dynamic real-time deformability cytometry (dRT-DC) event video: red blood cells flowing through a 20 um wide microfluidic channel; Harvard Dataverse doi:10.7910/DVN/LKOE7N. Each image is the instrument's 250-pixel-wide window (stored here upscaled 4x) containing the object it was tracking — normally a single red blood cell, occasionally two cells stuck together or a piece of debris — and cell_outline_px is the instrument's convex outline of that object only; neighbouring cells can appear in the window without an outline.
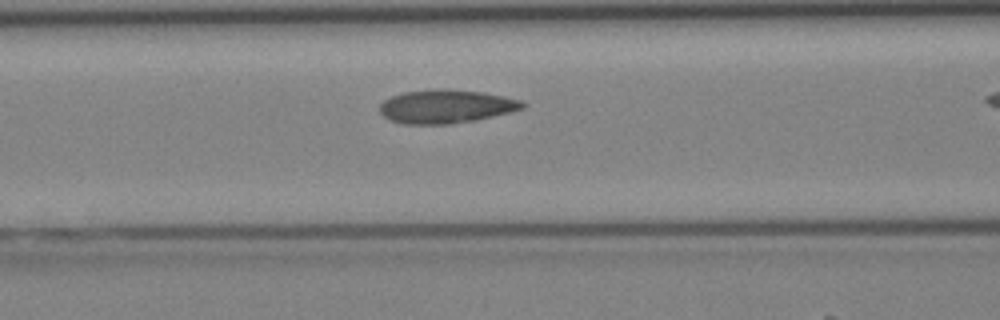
{"species": "Egyptian fruit bat (a non-hibernating species)", "species_latin": "Rousettus aegyptiacus", "temperature_condition": "cold", "stored_images_in_passage": 20, "camera_frame_rate_fps": 3000, "um_per_image_px": 0.085, "animal": {"sex": "female"}, "frame": {"image": 1, "passage_image": 4, "time_ms": 1.0, "image_size_px": [1000, 320], "cell_outline_px": [[524, 108], [476, 120], [448, 124], [404, 124], [388, 120], [380, 112], [380, 104], [384, 100], [392, 96], [404, 92], [484, 92], [504, 96], [520, 100], [524, 104]], "centroid_in_image_um": [37.89, 9.1], "position_along_channel_um": 128.7, "area_um2": 26.65}}
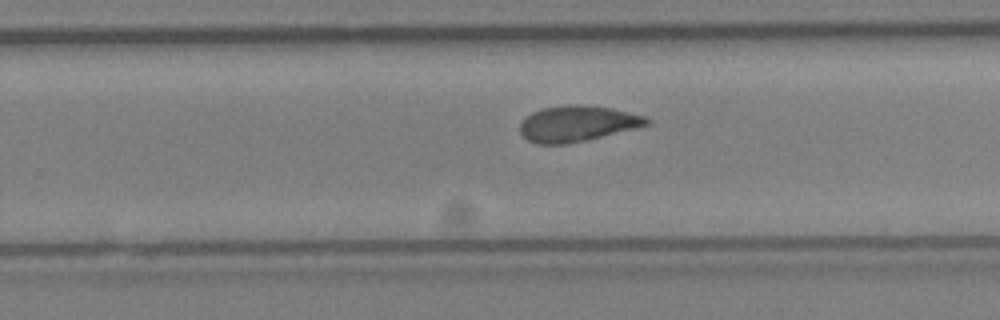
{"frame": {"image": 2, "passage_image": 13, "time_ms": 4.0, "image_size_px": [1000, 320], "cell_outline_px": [[652, 120], [648, 124], [636, 128], [584, 140], [564, 144], [536, 144], [528, 140], [520, 132], [520, 124], [532, 112], [540, 108], [564, 104], [584, 104], [612, 108], [644, 116]], "centroid_in_image_um": [49.05, 10.48], "position_along_channel_um": 280.7, "area_um2": 26.36}}
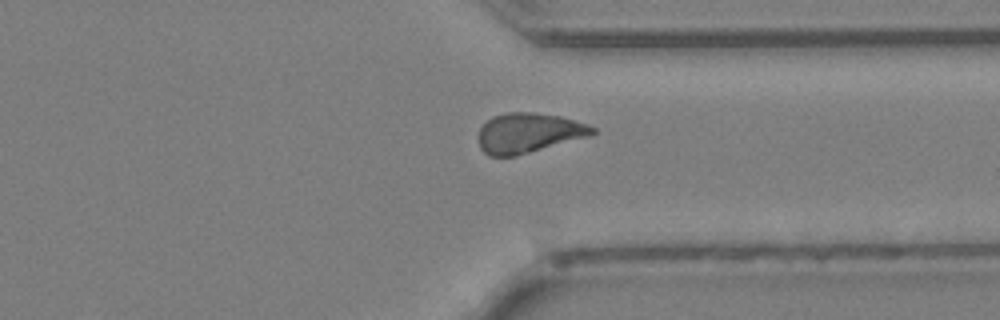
{"frame": {"image": 3, "passage_image": 18, "time_ms": 5.667, "image_size_px": [1000, 320], "cell_outline_px": [[596, 132], [588, 136], [516, 156], [488, 156], [480, 148], [480, 128], [492, 116], [504, 112], [536, 112], [560, 116], [576, 120], [588, 124], [596, 128]], "centroid_in_image_um": [44.94, 11.28], "position_along_channel_um": 366.5, "area_um2": 26.41}}